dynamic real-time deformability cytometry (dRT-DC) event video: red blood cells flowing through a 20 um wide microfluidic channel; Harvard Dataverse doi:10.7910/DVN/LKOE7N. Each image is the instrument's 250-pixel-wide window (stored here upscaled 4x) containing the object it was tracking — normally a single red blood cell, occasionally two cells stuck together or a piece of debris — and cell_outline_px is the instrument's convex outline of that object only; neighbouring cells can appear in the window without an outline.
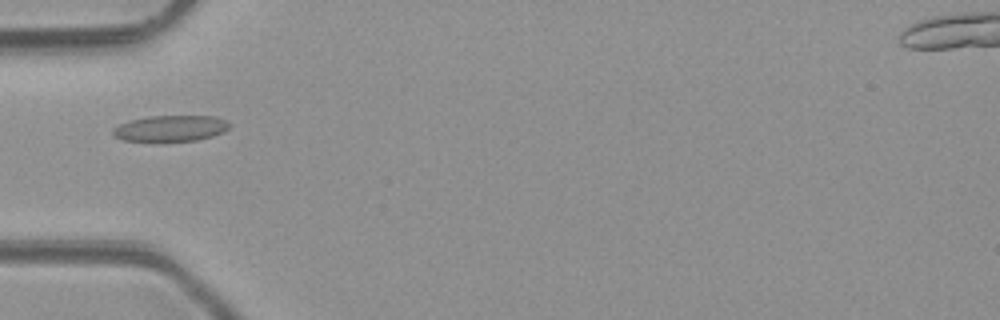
{"species": "common noctule bat (a hibernating species)", "species_latin": "Nyctalus noctula", "temperature_condition": "room temperature", "stored_images_in_passage": 5, "camera_frame_rate_fps": 3000, "um_per_image_px": 0.085, "animal": {"sex": "male", "body_mass_g": 23.1, "forearm_length_mm": 52.7}, "frame": {"image": 1, "passage_image": 5, "time_ms": 4.333, "image_size_px": [1000, 320], "cell_outline_px": [[232, 124], [224, 132], [212, 136], [196, 140], [124, 140], [116, 136], [112, 132], [112, 128], [128, 120], [148, 116], [216, 116]], "centroid_in_image_um": [14.52, 10.88], "position_along_channel_um": 70.5, "area_um2": 17.4}}